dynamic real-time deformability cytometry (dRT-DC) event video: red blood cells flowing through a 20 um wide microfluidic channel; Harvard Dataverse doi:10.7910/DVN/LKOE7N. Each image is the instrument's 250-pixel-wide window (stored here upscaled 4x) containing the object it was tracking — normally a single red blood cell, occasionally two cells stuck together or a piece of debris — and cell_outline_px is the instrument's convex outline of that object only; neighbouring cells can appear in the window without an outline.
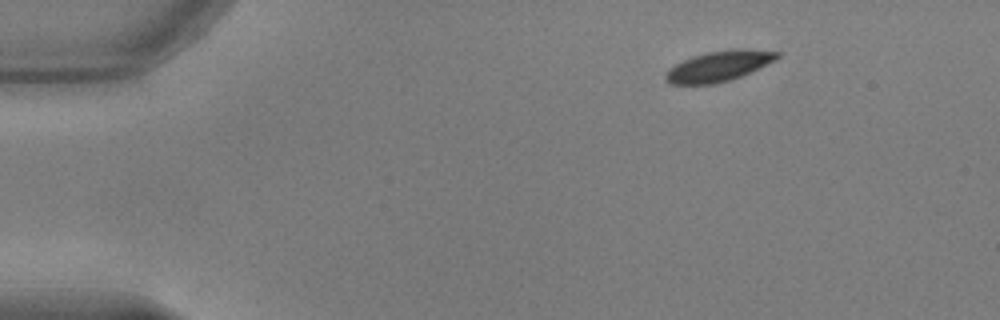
{"species": "common noctule bat (a hibernating species)", "species_latin": "Nyctalus noctula", "temperature_condition": "warm", "stored_images_in_passage": 44, "camera_frame_rate_fps": 3000, "um_per_image_px": 0.085, "animal": {"sex": "male", "body_mass_g": 17.9, "forearm_length_mm": 54.2}, "frame": {"image": 1, "passage_image": 1, "time_ms": 0.0, "image_size_px": [1000, 320], "cell_outline_px": [[780, 56], [776, 60], [740, 76], [716, 84], [668, 84], [664, 80], [664, 76], [668, 68], [692, 56], [708, 52], [732, 48], [744, 48], [780, 52]], "centroid_in_image_um": [61.07, 5.61], "position_along_channel_um": 23.9, "area_um2": 19.83}}
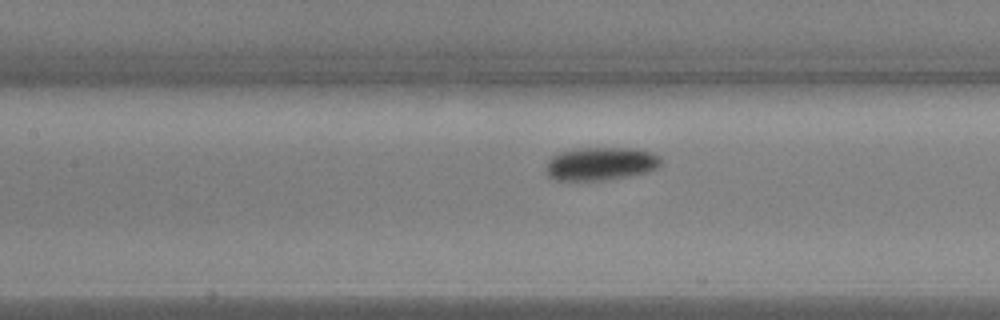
{"frame": {"image": 2, "passage_image": 18, "time_ms": 5.667, "image_size_px": [1000, 320], "cell_outline_px": [[660, 164], [656, 168], [648, 172], [628, 176], [604, 180], [556, 180], [548, 176], [548, 160], [552, 156], [560, 152], [580, 148], [632, 148], [652, 152], [660, 156]], "centroid_in_image_um": [51.08, 13.91], "position_along_channel_um": 156.3, "area_um2": 22.02}}
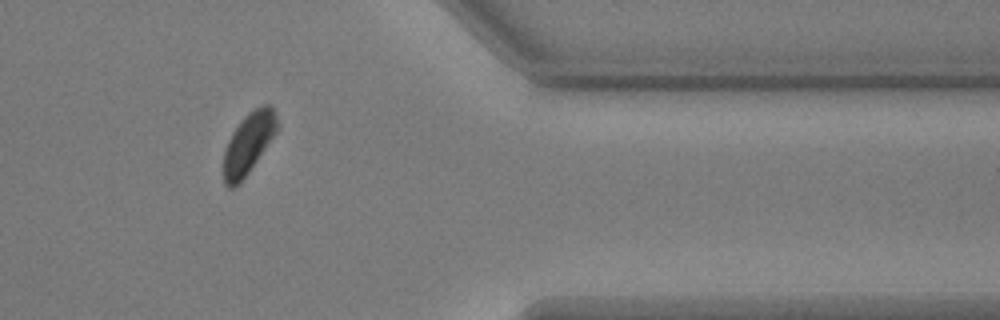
{"frame": {"image": 3, "passage_image": 38, "time_ms": 12.333, "image_size_px": [1000, 320], "cell_outline_px": [[280, 128], [240, 184], [236, 188], [228, 188], [224, 184], [224, 152], [228, 140], [232, 132], [244, 116], [252, 108], [264, 104], [272, 104], [276, 112], [280, 124]], "centroid_in_image_um": [21.16, 12.15], "position_along_channel_um": 390.2, "area_um2": 19.59}}